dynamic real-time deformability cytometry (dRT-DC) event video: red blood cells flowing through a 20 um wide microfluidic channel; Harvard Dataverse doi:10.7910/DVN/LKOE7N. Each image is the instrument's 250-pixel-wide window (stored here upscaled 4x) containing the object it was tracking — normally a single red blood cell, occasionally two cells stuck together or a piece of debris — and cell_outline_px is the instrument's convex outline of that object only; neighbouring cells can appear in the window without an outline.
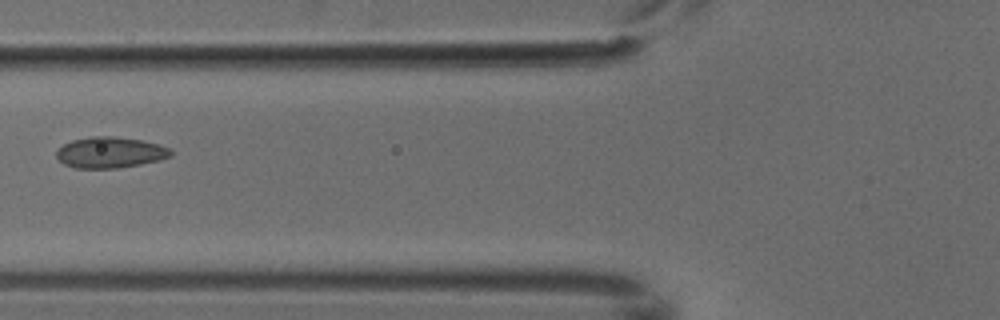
{"species": "common noctule bat (a hibernating species)", "species_latin": "Nyctalus noctula", "temperature_condition": "cold", "stored_images_in_passage": 3, "camera_frame_rate_fps": 3000, "um_per_image_px": 0.085, "animal": {"sex": "male", "body_mass_g": 18.8}, "frame": {"image": 1, "passage_image": 3, "time_ms": 0.667, "image_size_px": [1000, 320], "cell_outline_px": [[172, 156], [160, 160], [140, 164], [116, 168], [76, 168], [64, 164], [56, 156], [56, 152], [64, 144], [72, 140], [92, 136], [116, 136], [144, 140], [160, 144], [168, 148], [172, 152]], "centroid_in_image_um": [9.39, 12.95], "position_along_channel_um": 116.4, "area_um2": 20.69}}